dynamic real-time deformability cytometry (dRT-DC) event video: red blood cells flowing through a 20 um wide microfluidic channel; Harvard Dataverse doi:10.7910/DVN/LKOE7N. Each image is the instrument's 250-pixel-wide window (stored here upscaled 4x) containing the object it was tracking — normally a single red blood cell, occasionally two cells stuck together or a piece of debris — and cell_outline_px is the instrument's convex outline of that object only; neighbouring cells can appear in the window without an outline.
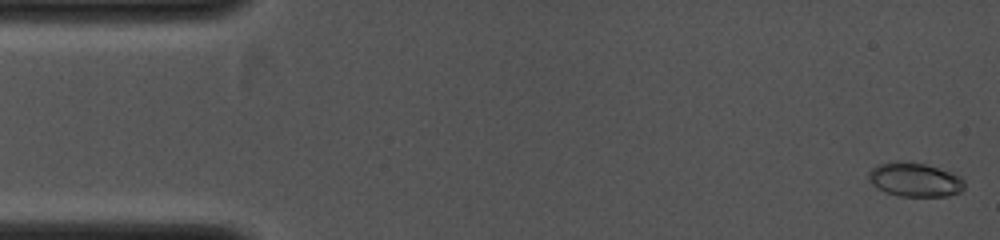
{"species": "common noctule bat (a hibernating species)", "species_latin": "Nyctalus noctula", "temperature_condition": "cold", "stored_images_in_passage": 43, "camera_frame_rate_fps": 4000, "um_per_image_px": 0.085, "animal": {"sex": "female", "body_mass_g": 19.0, "forearm_length_mm": 53.3}, "frame": {"image": 1, "passage_image": 1, "time_ms": 0.0, "image_size_px": [1000, 240], "cell_outline_px": [[964, 188], [960, 192], [948, 196], [900, 196], [884, 192], [876, 188], [868, 180], [868, 172], [872, 168], [880, 164], [896, 160], [924, 164], [952, 172], [960, 176], [964, 180]], "centroid_in_image_um": [77.74, 15.27], "position_along_channel_um": 7.3, "area_um2": 19.13}}
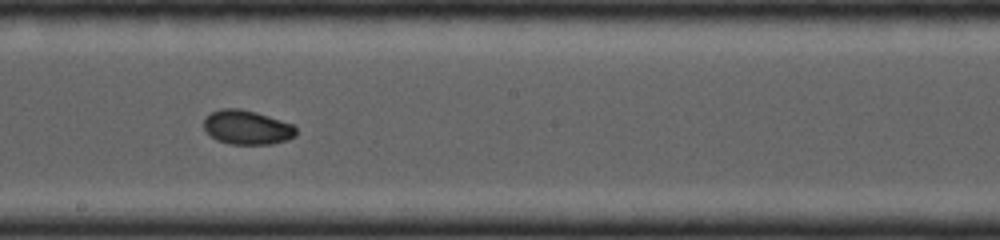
{"frame": {"image": 2, "passage_image": 26, "time_ms": 6.5, "image_size_px": [1000, 240], "cell_outline_px": [[296, 136], [288, 140], [272, 144], [232, 144], [216, 140], [204, 128], [204, 116], [220, 108], [240, 108], [256, 112], [292, 124], [296, 128]], "centroid_in_image_um": [20.99, 10.82], "position_along_channel_um": 227.2, "area_um2": 18.44}}
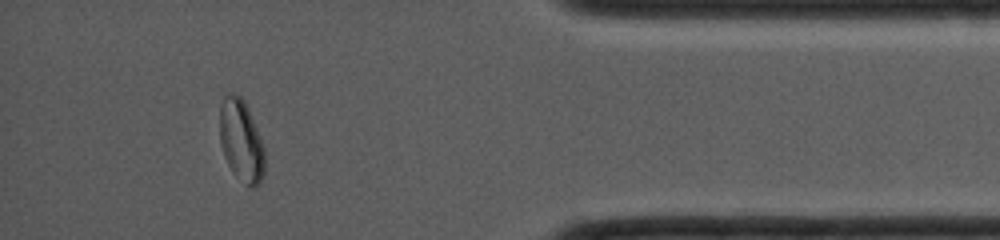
{"frame": {"image": 3, "passage_image": 39, "time_ms": 10.5, "image_size_px": [1000, 240], "cell_outline_px": [[264, 172], [260, 184], [256, 188], [252, 188], [244, 184], [232, 172], [224, 156], [220, 144], [220, 104], [224, 96], [228, 92], [236, 92], [244, 100], [248, 108], [264, 148]], "centroid_in_image_um": [20.49, 11.97], "position_along_channel_um": 414.7, "area_um2": 21.68}}